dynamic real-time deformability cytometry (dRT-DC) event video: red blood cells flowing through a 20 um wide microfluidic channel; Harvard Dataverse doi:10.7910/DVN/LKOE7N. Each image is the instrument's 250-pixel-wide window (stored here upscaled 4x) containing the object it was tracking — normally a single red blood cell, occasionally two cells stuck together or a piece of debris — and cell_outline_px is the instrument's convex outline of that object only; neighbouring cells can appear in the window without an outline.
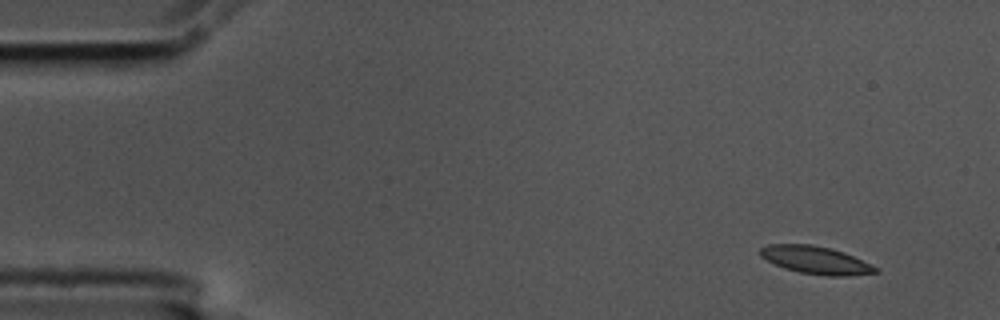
{"species": "common noctule bat (a hibernating species)", "species_latin": "Nyctalus noctula", "temperature_condition": "cold", "stored_images_in_passage": 4, "camera_frame_rate_fps": 3000, "um_per_image_px": 0.085, "animal": {"sex": "male", "body_mass_g": 17.5, "forearm_length_mm": 52.3}, "frame": {"image": 1, "passage_image": 1, "time_ms": 0.0, "image_size_px": [1000, 320], "cell_outline_px": [[880, 272], [848, 276], [828, 276], [800, 272], [784, 268], [760, 256], [760, 248], [768, 244], [812, 244], [844, 252], [880, 268]], "centroid_in_image_um": [69.38, 22.11], "position_along_channel_um": 15.6, "area_um2": 18.55}}
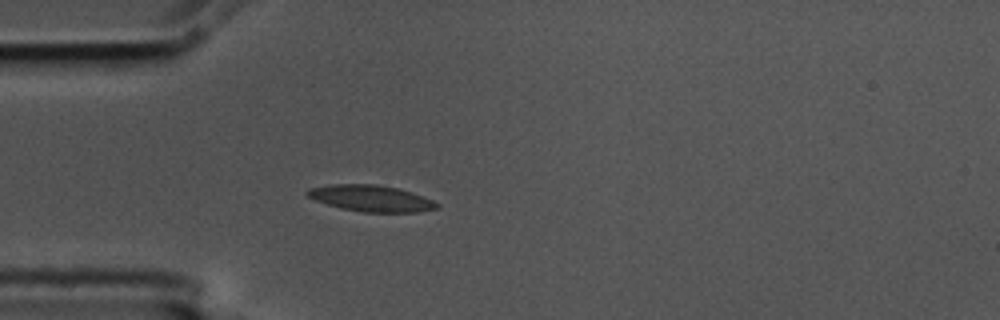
{"frame": {"image": 2, "passage_image": 4, "time_ms": 1.0, "image_size_px": [1000, 320], "cell_outline_px": [[440, 208], [416, 212], [364, 212], [340, 208], [316, 200], [308, 196], [304, 192], [308, 188], [332, 184], [376, 184], [400, 188], [412, 192], [432, 200], [440, 204]], "centroid_in_image_um": [31.56, 16.85], "position_along_channel_um": 53.4, "area_um2": 19.94}}